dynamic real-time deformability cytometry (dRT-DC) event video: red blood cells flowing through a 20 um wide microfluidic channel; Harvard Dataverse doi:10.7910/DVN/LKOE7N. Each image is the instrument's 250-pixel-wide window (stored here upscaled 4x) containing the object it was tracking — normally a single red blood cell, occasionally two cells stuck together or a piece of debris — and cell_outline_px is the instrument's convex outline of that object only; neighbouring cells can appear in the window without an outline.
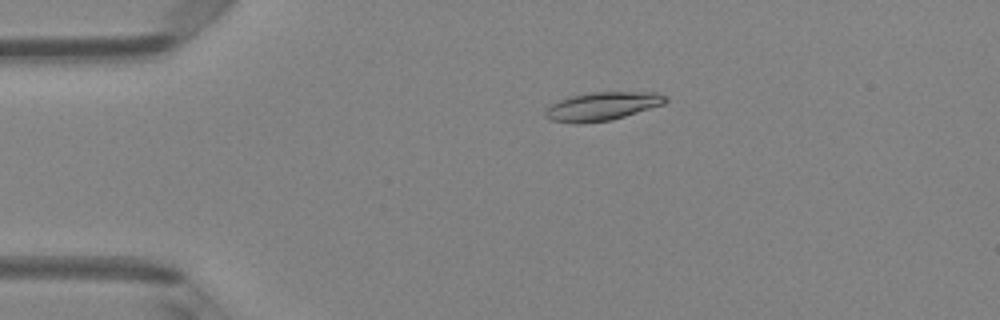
{"species": "Egyptian fruit bat (a non-hibernating species)", "species_latin": "Rousettus aegyptiacus", "temperature_condition": "room temperature", "stored_images_in_passage": 4, "camera_frame_rate_fps": 3000, "um_per_image_px": 0.085, "animal": {"sex": "female"}, "frame": {"image": 1, "passage_image": 3, "time_ms": 0.667, "image_size_px": [1000, 320], "cell_outline_px": [[668, 100], [664, 104], [612, 120], [584, 124], [572, 124], [552, 120], [544, 116], [544, 112], [556, 100], [568, 96], [592, 92], [656, 92], [668, 96]], "centroid_in_image_um": [51.17, 9.04], "position_along_channel_um": 33.8, "area_um2": 20.23}}